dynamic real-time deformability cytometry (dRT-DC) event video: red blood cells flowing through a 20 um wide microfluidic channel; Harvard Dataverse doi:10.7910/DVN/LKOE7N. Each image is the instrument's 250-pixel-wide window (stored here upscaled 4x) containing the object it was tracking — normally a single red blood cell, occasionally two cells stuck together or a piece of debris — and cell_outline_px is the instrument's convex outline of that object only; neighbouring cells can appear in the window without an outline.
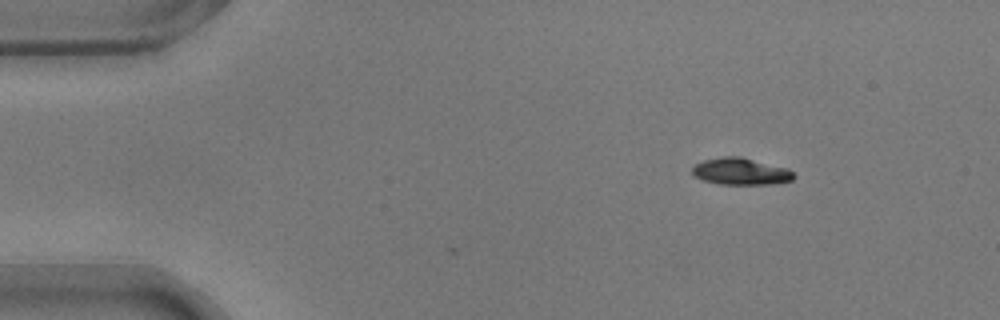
{"species": "common noctule bat (a hibernating species)", "species_latin": "Nyctalus noctula", "temperature_condition": "warm", "stored_images_in_passage": 4, "camera_frame_rate_fps": 3000, "um_per_image_px": 0.085, "animal": {"sex": "male", "body_mass_g": 17.9}, "frame": {"image": 1, "passage_image": 1, "time_ms": 0.0, "image_size_px": [1000, 320], "cell_outline_px": [[796, 176], [792, 180], [776, 184], [720, 184], [704, 180], [692, 176], [692, 168], [696, 164], [704, 160], [724, 156], [740, 156], [788, 168]], "centroid_in_image_um": [62.98, 14.57], "position_along_channel_um": 22.0, "area_um2": 15.95}}